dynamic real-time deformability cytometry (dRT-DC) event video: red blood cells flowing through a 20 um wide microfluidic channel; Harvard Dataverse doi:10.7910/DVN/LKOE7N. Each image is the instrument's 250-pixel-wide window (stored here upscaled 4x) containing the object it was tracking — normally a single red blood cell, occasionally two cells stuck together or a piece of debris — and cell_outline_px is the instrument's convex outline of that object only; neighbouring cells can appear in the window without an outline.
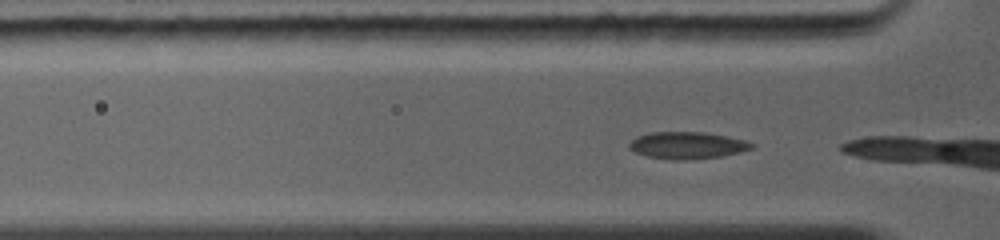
{"species": "common noctule bat (a hibernating species)", "species_latin": "Nyctalus noctula", "temperature_condition": "warm", "stored_images_in_passage": 7, "camera_frame_rate_fps": 5000, "um_per_image_px": 0.085, "animal": {"sex": "female", "body_mass_g": 19.0, "forearm_length_mm": 56.7}, "frame": {"image": 1, "passage_image": 2, "time_ms": 0.2, "image_size_px": [1000, 240], "cell_outline_px": [[756, 144], [752, 148], [740, 152], [724, 156], [688, 160], [672, 160], [648, 156], [636, 152], [628, 148], [628, 144], [636, 136], [652, 132], [704, 132], [744, 140]], "centroid_in_image_um": [58.41, 12.36], "position_along_channel_um": 67.4, "area_um2": 19.25}}